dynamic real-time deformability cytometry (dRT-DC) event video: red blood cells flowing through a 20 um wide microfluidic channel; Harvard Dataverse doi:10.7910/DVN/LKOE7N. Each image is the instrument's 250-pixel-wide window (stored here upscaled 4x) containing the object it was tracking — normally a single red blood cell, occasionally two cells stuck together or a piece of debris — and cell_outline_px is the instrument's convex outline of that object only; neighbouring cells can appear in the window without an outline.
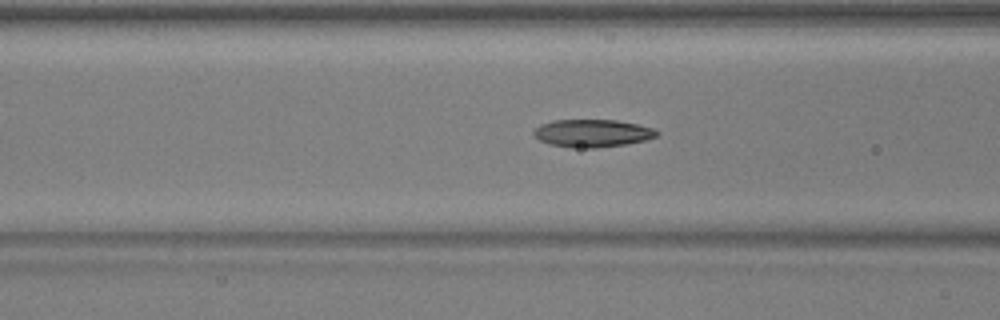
{"species": "common noctule bat (a hibernating species)", "species_latin": "Nyctalus noctula", "temperature_condition": "warm", "stored_images_in_passage": 21, "camera_frame_rate_fps": 3000, "um_per_image_px": 0.085, "animal": {"sex": "male", "body_mass_g": 17.9, "forearm_length_mm": 54.2}, "frame": {"image": 1, "passage_image": 21, "time_ms": 6.667, "image_size_px": [1000, 320], "cell_outline_px": [[660, 132], [656, 136], [644, 140], [624, 144], [596, 148], [572, 148], [548, 144], [532, 136], [532, 132], [540, 124], [552, 120], [616, 120], [636, 124], [652, 128]], "centroid_in_image_um": [50.28, 11.32], "position_along_channel_um": 116.3, "area_um2": 19.88}}